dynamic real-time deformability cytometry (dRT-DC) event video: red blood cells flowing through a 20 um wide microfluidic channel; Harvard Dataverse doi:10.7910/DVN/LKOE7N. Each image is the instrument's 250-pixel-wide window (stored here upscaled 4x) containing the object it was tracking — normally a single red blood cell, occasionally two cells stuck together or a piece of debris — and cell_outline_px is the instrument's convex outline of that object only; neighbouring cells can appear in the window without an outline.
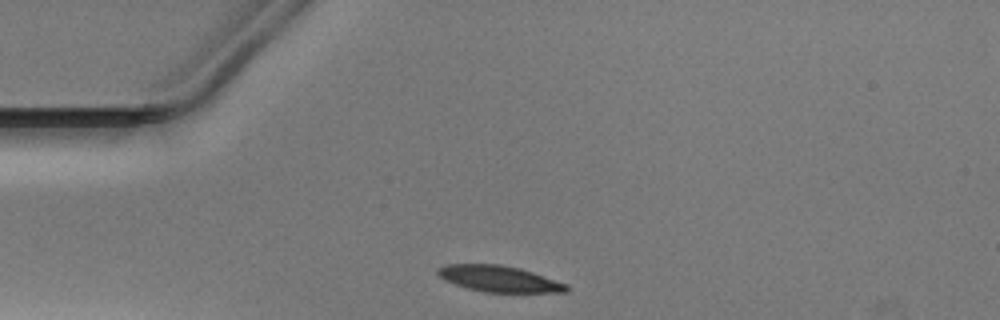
{"species": "Egyptian fruit bat (a non-hibernating species)", "species_latin": "Rousettus aegyptiacus", "temperature_condition": "warm", "stored_images_in_passage": 29, "camera_frame_rate_fps": 3000, "um_per_image_px": 0.085, "animal": {"sex": "male"}, "frame": {"image": 1, "passage_image": 1, "time_ms": 0.0, "image_size_px": [1000, 320], "cell_outline_px": [[568, 292], [484, 292], [468, 288], [444, 280], [436, 272], [444, 264], [500, 264], [520, 268], [568, 284]], "centroid_in_image_um": [42.43, 23.69], "position_along_channel_um": 42.6, "area_um2": 19.48}}
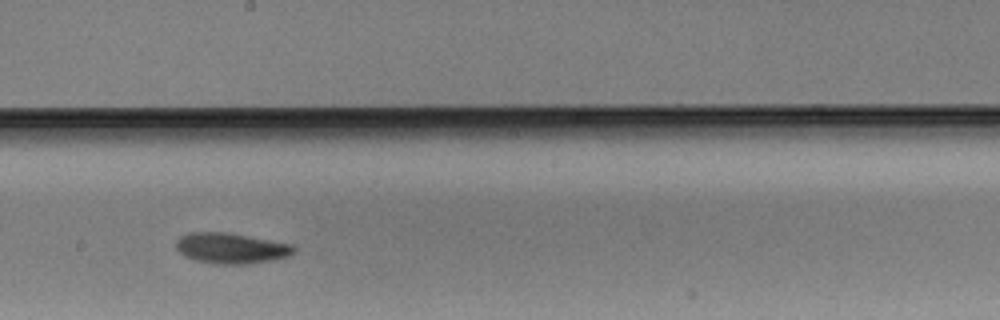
{"frame": {"image": 2, "passage_image": 17, "time_ms": 5.333, "image_size_px": [1000, 320], "cell_outline_px": [[296, 252], [288, 256], [276, 260], [248, 264], [216, 264], [196, 260], [184, 256], [176, 248], [176, 240], [180, 236], [188, 232], [224, 232], [292, 244], [296, 248]], "centroid_in_image_um": [19.65, 21.11], "position_along_channel_um": 228.5, "area_um2": 21.1}}
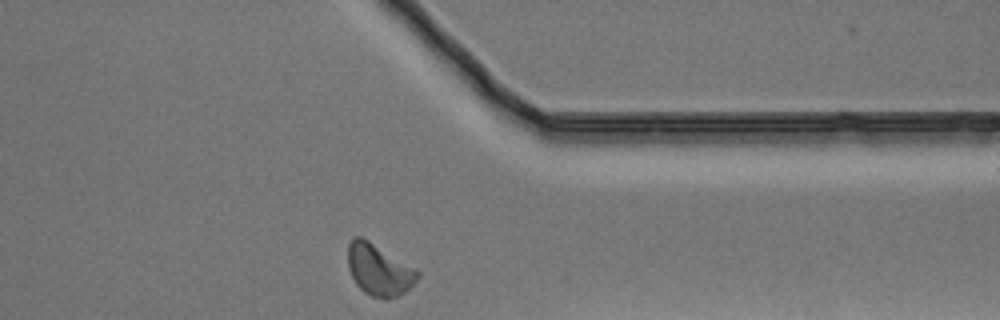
{"frame": {"image": 3, "passage_image": 29, "time_ms": 9.333, "image_size_px": [1000, 320], "cell_outline_px": [[420, 276], [404, 292], [396, 296], [372, 296], [364, 292], [356, 284], [348, 268], [348, 244], [352, 236], [360, 236], [368, 240], [420, 272]], "centroid_in_image_um": [32.16, 22.89], "position_along_channel_um": 379.2, "area_um2": 20.23}}